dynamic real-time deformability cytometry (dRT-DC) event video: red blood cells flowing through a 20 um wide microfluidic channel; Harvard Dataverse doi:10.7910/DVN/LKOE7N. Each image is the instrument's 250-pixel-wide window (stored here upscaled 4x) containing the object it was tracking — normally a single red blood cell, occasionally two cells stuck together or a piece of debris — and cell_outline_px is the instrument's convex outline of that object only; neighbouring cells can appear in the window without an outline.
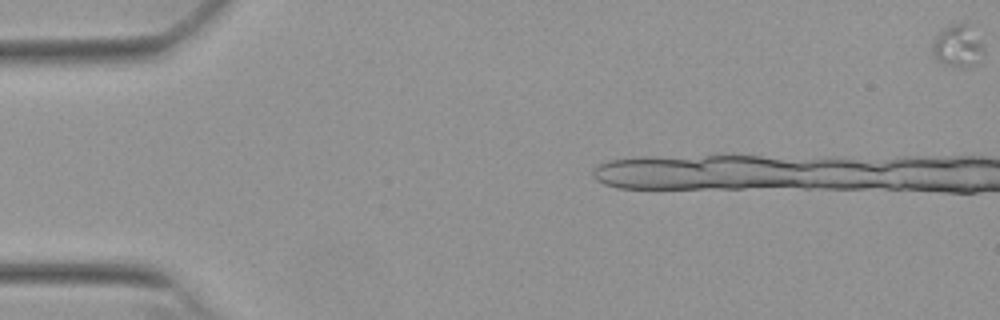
{"species": "Egyptian fruit bat (a non-hibernating species)", "species_latin": "Rousettus aegyptiacus", "temperature_condition": "warm", "stored_images_in_passage": 11, "camera_frame_rate_fps": 3000, "um_per_image_px": 0.085, "animal": {"sex": "female"}, "frame": {"image": 1, "passage_image": 1, "time_ms": 0.0, "image_size_px": [1000, 320], "cell_outline_px": [[984, 48], [972, 64], [964, 68], [960, 68], [944, 64], [936, 60], [932, 52], [932, 44], [936, 36], [944, 28], [952, 24], [968, 24]], "centroid_in_image_um": [81.33, 3.92], "position_along_channel_um": 3.7, "area_um2": 12.02}}